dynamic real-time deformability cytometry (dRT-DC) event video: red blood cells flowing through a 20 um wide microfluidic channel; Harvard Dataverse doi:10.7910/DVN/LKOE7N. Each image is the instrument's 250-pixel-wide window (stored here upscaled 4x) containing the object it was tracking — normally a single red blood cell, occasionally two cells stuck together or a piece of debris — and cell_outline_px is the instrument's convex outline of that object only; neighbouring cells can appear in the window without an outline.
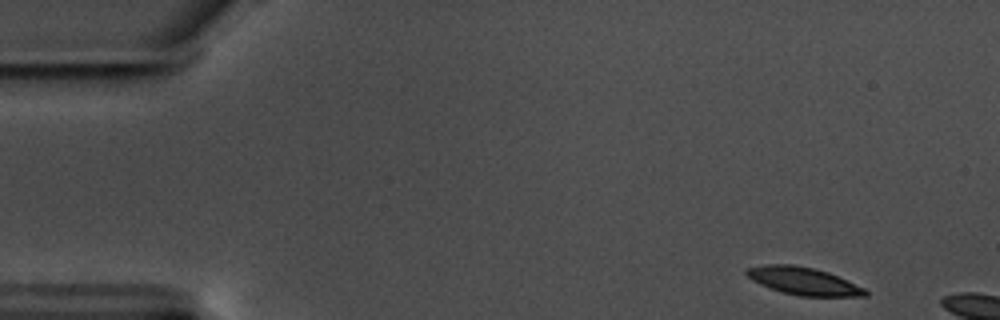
{"species": "common noctule bat (a hibernating species)", "species_latin": "Nyctalus noctula", "temperature_condition": "warm", "stored_images_in_passage": 6, "camera_frame_rate_fps": 3000, "um_per_image_px": 0.085, "animal": {"sex": "male", "body_mass_g": 17.5, "forearm_length_mm": 52.3}, "frame": {"image": 1, "passage_image": 1, "time_ms": 0.0, "image_size_px": [1000, 320], "cell_outline_px": [[868, 296], [800, 296], [784, 292], [760, 284], [752, 280], [744, 272], [744, 268], [764, 264], [792, 264], [816, 268], [828, 272], [864, 288], [868, 292]], "centroid_in_image_um": [68.26, 23.87], "position_along_channel_um": 16.7, "area_um2": 19.02}}